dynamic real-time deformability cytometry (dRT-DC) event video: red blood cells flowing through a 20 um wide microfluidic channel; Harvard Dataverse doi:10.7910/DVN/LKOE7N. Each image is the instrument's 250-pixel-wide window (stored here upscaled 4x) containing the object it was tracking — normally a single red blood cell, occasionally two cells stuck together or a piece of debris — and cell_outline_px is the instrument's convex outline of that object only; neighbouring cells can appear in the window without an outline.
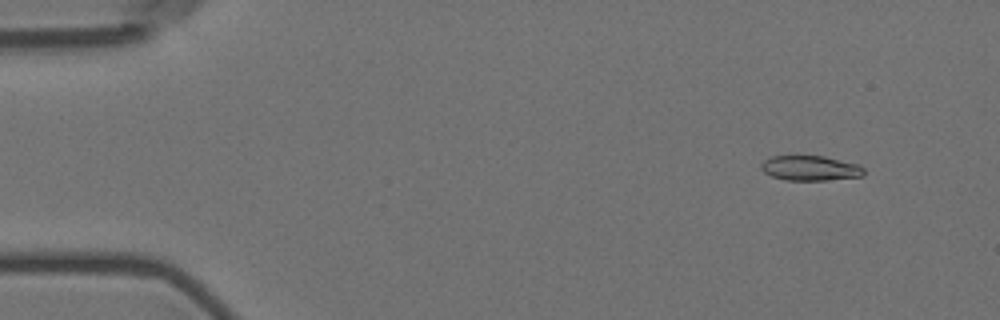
{"species": "Egyptian fruit bat (a non-hibernating species)", "species_latin": "Rousettus aegyptiacus", "temperature_condition": "room temperature", "stored_images_in_passage": 52, "camera_frame_rate_fps": 3000, "um_per_image_px": 0.085, "animal": {"sex": "female"}, "frame": {"image": 1, "passage_image": 1, "time_ms": 0.0, "image_size_px": [1000, 320], "cell_outline_px": [[864, 176], [828, 180], [788, 180], [772, 176], [764, 172], [760, 168], [760, 164], [764, 160], [772, 156], [824, 156], [860, 164], [864, 168]], "centroid_in_image_um": [68.9, 14.29], "position_along_channel_um": 16.1, "area_um2": 15.03}}
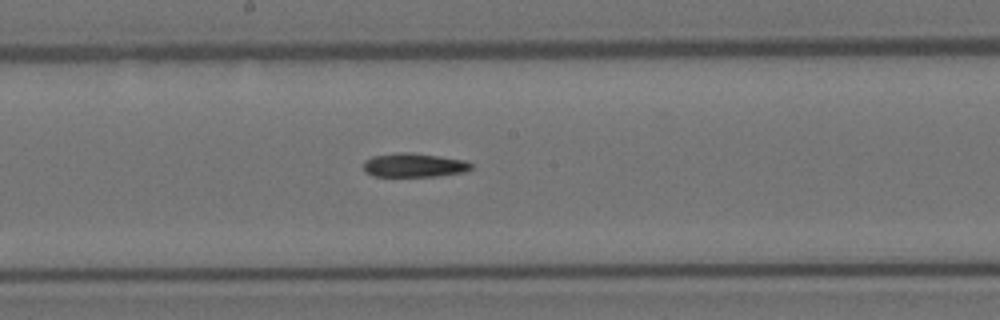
{"frame": {"image": 2, "passage_image": 26, "time_ms": 8.333, "image_size_px": [1000, 320], "cell_outline_px": [[472, 168], [468, 172], [436, 176], [372, 176], [364, 172], [364, 160], [372, 156], [400, 152], [408, 152], [464, 160], [472, 164]], "centroid_in_image_um": [35.18, 14.05], "position_along_channel_um": 213.0, "area_um2": 15.03}}
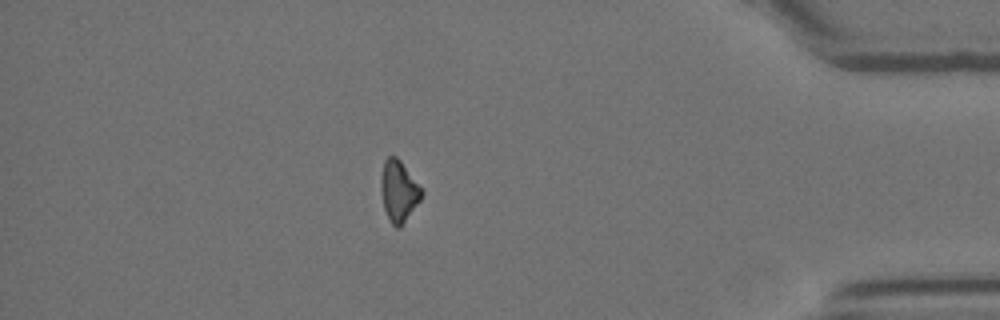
{"frame": {"image": 3, "passage_image": 45, "time_ms": 14.667, "image_size_px": [1000, 320], "cell_outline_px": [[424, 192], [420, 200], [400, 228], [396, 228], [388, 220], [384, 208], [380, 188], [380, 180], [384, 160], [388, 156], [396, 156], [400, 160]], "centroid_in_image_um": [33.87, 16.25], "position_along_channel_um": 401.3, "area_um2": 14.45}}